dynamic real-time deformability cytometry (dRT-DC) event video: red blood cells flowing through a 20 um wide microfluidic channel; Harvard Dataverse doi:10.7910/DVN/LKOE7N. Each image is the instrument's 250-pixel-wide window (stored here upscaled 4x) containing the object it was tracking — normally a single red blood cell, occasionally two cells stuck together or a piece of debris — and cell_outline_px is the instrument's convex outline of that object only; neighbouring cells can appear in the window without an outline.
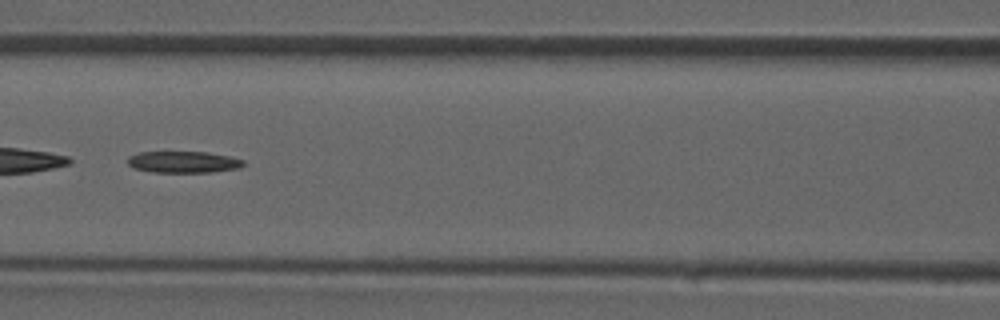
{"species": "common noctule bat (a hibernating species)", "species_latin": "Nyctalus noctula", "temperature_condition": "room temperature", "stored_images_in_passage": 45, "camera_frame_rate_fps": 3000, "um_per_image_px": 0.085, "animal": {"sex": "male", "forearm_length_mm": 52.5}, "frame": {"image": 1, "passage_image": 20, "time_ms": 6.333, "image_size_px": [1000, 320], "cell_outline_px": [[244, 164], [240, 168], [212, 172], [152, 172], [132, 168], [128, 164], [128, 156], [140, 152], [208, 152], [228, 156], [244, 160]], "centroid_in_image_um": [15.57, 13.77], "position_along_channel_um": 151.0, "area_um2": 14.57}}